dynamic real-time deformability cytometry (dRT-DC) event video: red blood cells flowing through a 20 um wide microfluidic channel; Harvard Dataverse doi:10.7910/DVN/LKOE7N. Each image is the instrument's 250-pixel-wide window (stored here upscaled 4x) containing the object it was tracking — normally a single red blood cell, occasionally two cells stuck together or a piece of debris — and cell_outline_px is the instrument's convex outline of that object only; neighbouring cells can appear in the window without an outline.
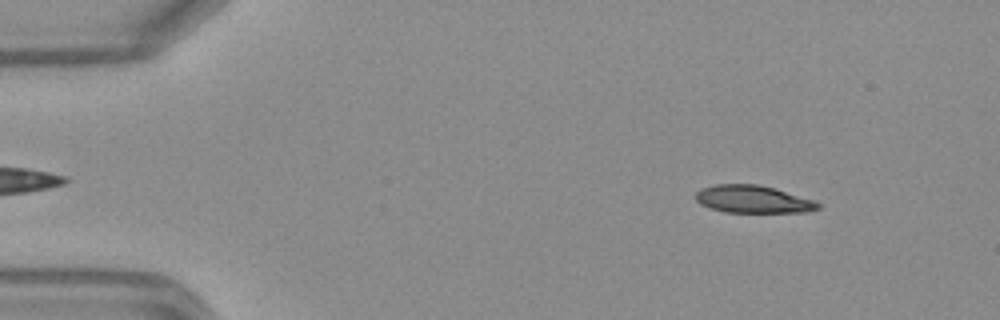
{"species": "Egyptian fruit bat (a non-hibernating species)", "species_latin": "Rousettus aegyptiacus", "temperature_condition": "warm", "stored_images_in_passage": 47, "camera_frame_rate_fps": 3000, "um_per_image_px": 0.085, "frame": {"image": 1, "passage_image": 5, "time_ms": 1.333, "image_size_px": [1000, 320], "cell_outline_px": [[820, 208], [808, 212], [724, 212], [700, 204], [696, 200], [696, 192], [700, 188], [716, 184], [756, 184], [772, 188], [816, 200], [820, 204]], "centroid_in_image_um": [64.01, 16.94], "position_along_channel_um": 21.0, "area_um2": 19.59}}
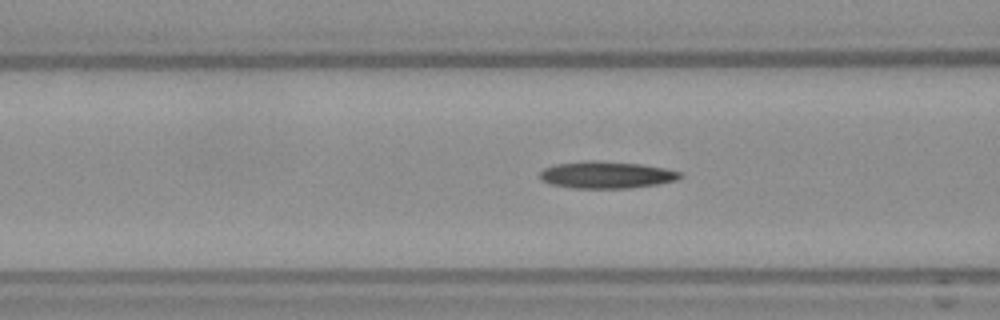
{"frame": {"image": 2, "passage_image": 18, "time_ms": 5.667, "image_size_px": [1000, 320], "cell_outline_px": [[684, 176], [676, 180], [656, 184], [628, 188], [572, 188], [552, 184], [540, 180], [540, 172], [544, 168], [556, 164], [588, 160], [596, 160], [640, 164], [664, 168], [680, 172]], "centroid_in_image_um": [51.53, 14.86], "position_along_channel_um": 115.1, "area_um2": 21.96}}
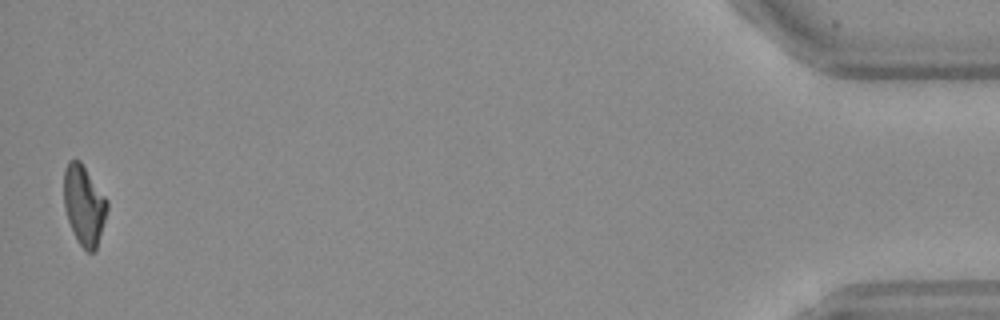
{"frame": {"image": 3, "passage_image": 47, "time_ms": 15.333, "image_size_px": [1000, 320], "cell_outline_px": [[108, 208], [96, 248], [92, 252], [88, 252], [76, 240], [68, 220], [64, 208], [64, 168], [68, 160], [80, 160], [108, 200]], "centroid_in_image_um": [7.13, 17.4], "position_along_channel_um": 428.1, "area_um2": 20.06}, "authors_computed_cell_mechanics": {"area_um2": 20.9814, "velocity_mm_per_s": 4.1796, "shape_relaxation_time_tau1_ms": null, "shape_relaxation_time_tau2_ms": 9.9918, "deformation_change_tau1": null, "deformation_change_tau2": 0.2543}}